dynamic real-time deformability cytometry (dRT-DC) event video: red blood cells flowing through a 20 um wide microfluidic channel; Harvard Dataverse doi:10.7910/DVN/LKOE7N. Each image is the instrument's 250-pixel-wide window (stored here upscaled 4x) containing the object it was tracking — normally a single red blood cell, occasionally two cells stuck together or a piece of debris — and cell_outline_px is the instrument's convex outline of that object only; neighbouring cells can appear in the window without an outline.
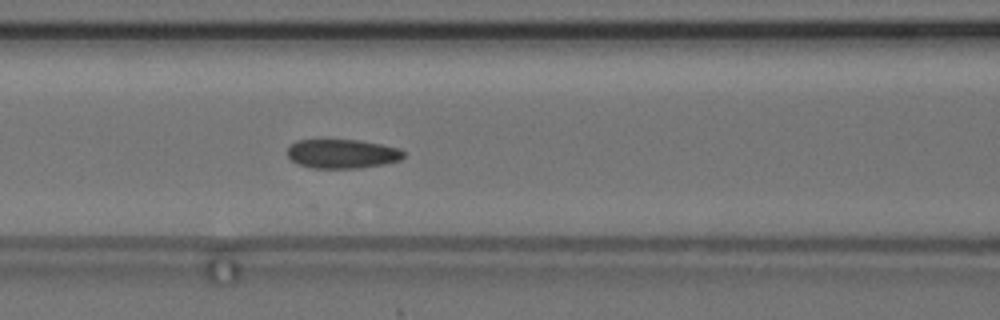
{"species": "common noctule bat (a hibernating species)", "species_latin": "Nyctalus noctula", "temperature_condition": "cold", "stored_images_in_passage": 7, "camera_frame_rate_fps": 3000, "um_per_image_px": 0.085, "animal": {"sex": "female", "body_mass_g": 24.6, "forearm_length_mm": 56.2}, "frame": {"image": 1, "passage_image": 7, "time_ms": 7.333, "image_size_px": [1000, 320], "cell_outline_px": [[404, 156], [400, 160], [384, 164], [360, 168], [312, 168], [296, 164], [288, 156], [288, 148], [296, 140], [324, 136], [360, 140], [400, 148], [404, 152]], "centroid_in_image_um": [29.03, 13.02], "position_along_channel_um": 137.6, "area_um2": 20.69}}